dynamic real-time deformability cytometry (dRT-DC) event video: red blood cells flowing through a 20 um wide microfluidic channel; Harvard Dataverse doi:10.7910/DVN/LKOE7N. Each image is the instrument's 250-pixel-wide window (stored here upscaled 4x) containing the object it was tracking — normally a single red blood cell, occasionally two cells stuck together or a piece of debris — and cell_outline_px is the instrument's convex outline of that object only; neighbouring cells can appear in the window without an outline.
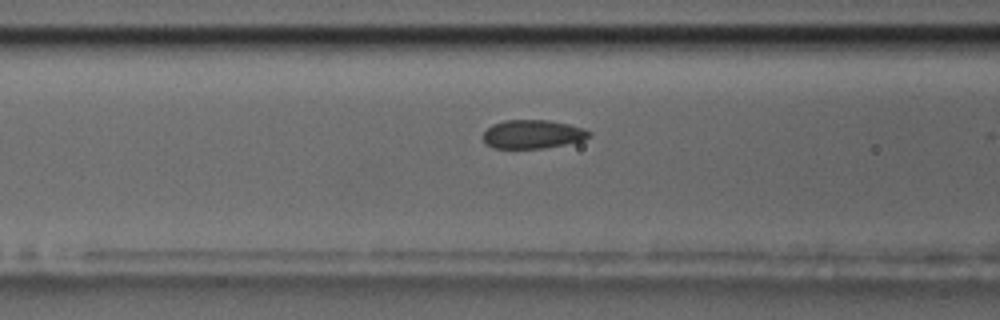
{"species": "common noctule bat (a hibernating species)", "species_latin": "Nyctalus noctula", "temperature_condition": "room temperature", "stored_images_in_passage": 38, "camera_frame_rate_fps": 3000, "um_per_image_px": 0.085, "animal": {"sex": "male", "body_mass_g": 17.5, "forearm_length_mm": 52.3}, "frame": {"image": 1, "passage_image": 8, "time_ms": 2.333, "image_size_px": [1000, 320], "cell_outline_px": [[592, 132], [588, 136], [580, 140], [564, 144], [544, 148], [492, 148], [484, 144], [484, 132], [492, 124], [504, 120], [548, 120], [568, 124], [584, 128]], "centroid_in_image_um": [45.23, 11.4], "position_along_channel_um": 121.4, "area_um2": 17.57}}
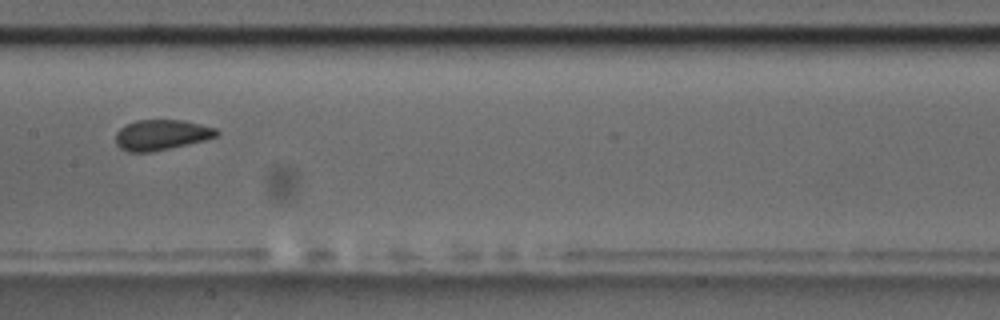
{"frame": {"image": 2, "passage_image": 14, "time_ms": 4.333, "image_size_px": [1000, 320], "cell_outline_px": [[220, 132], [216, 136], [204, 140], [188, 144], [152, 152], [128, 152], [120, 148], [116, 144], [116, 132], [120, 128], [136, 120], [184, 120], [216, 128]], "centroid_in_image_um": [13.71, 11.46], "position_along_channel_um": 193.7, "area_um2": 17.86}}
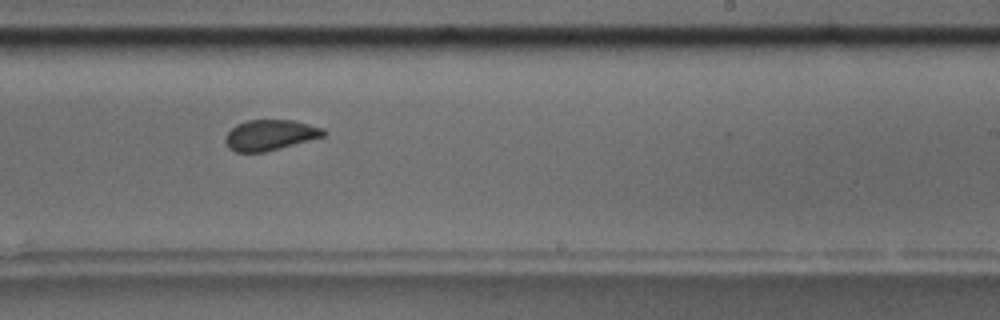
{"frame": {"image": 3, "passage_image": 20, "time_ms": 6.333, "image_size_px": [1000, 320], "cell_outline_px": [[328, 132], [324, 136], [264, 152], [236, 152], [228, 148], [224, 144], [224, 136], [236, 124], [248, 120], [292, 120], [324, 128]], "centroid_in_image_um": [22.92, 11.48], "position_along_channel_um": 266.1, "area_um2": 17.51}}